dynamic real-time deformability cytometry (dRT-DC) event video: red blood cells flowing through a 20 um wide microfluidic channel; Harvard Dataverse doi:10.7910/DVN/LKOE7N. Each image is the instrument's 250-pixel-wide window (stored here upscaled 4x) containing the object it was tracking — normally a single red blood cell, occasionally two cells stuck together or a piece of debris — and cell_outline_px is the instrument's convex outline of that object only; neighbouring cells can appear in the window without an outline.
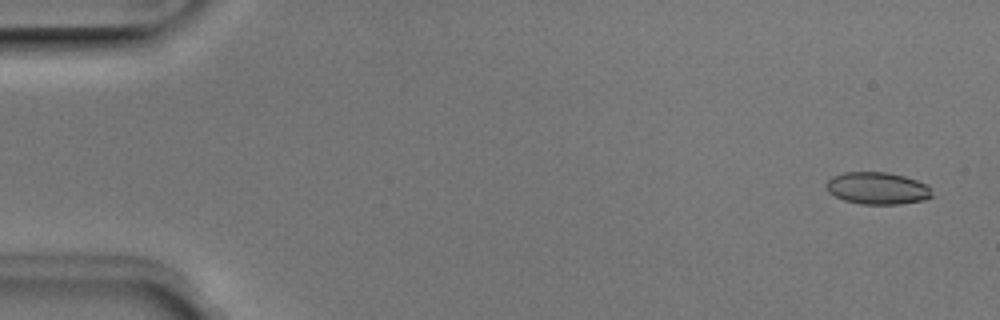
{"species": "Egyptian fruit bat (a non-hibernating species)", "species_latin": "Rousettus aegyptiacus", "temperature_condition": "room temperature", "stored_images_in_passage": 52, "camera_frame_rate_fps": 3000, "um_per_image_px": 0.085, "animal": {"sex": "male"}, "frame": {"image": 1, "passage_image": 3, "time_ms": 0.667, "image_size_px": [1000, 320], "cell_outline_px": [[932, 196], [924, 200], [900, 204], [860, 204], [844, 200], [828, 192], [824, 184], [832, 176], [844, 172], [888, 172], [904, 176], [928, 184]], "centroid_in_image_um": [74.56, 16.0], "position_along_channel_um": 10.4, "area_um2": 19.88}}
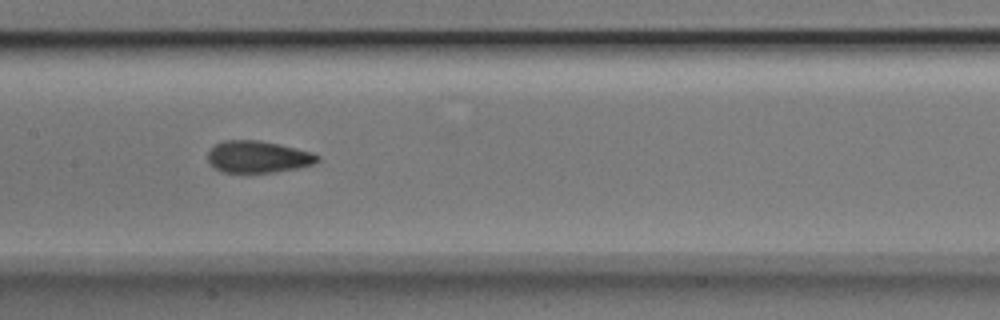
{"frame": {"image": 2, "passage_image": 26, "time_ms": 8.333, "image_size_px": [1000, 320], "cell_outline_px": [[320, 160], [312, 164], [296, 168], [272, 172], [224, 172], [216, 168], [208, 160], [208, 152], [216, 144], [224, 140], [260, 140], [280, 144], [312, 152], [320, 156]], "centroid_in_image_um": [21.95, 13.31], "position_along_channel_um": 185.5, "area_um2": 20.17}}
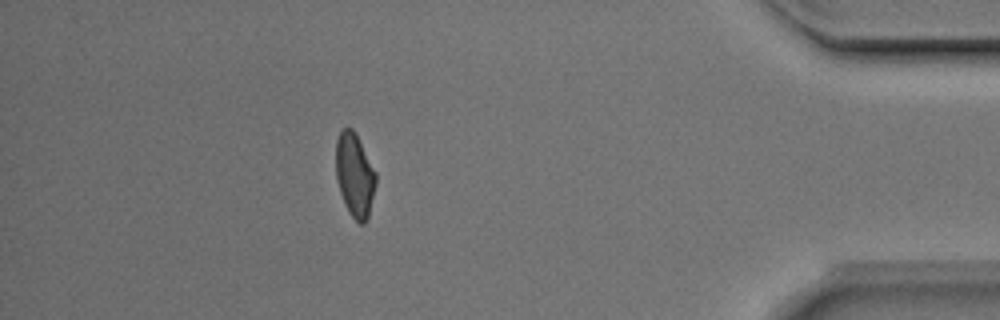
{"frame": {"image": 3, "passage_image": 46, "time_ms": 15.0, "image_size_px": [1000, 320], "cell_outline_px": [[376, 184], [368, 216], [364, 224], [360, 224], [348, 212], [344, 204], [336, 180], [336, 140], [340, 132], [344, 128], [352, 128], [376, 172]], "centroid_in_image_um": [30.14, 14.91], "position_along_channel_um": 405.1, "area_um2": 19.31}, "authors_computed_cell_mechanics": {"area_um2": 20.1433, "velocity_mm_per_s": 3.9797, "shape_relaxation_time_tau1_ms": 8.7805, "shape_relaxation_time_tau2_ms": 1.1912, "deformation_change_tau1": 0.1719, "deformation_change_tau2": 0.0674}}